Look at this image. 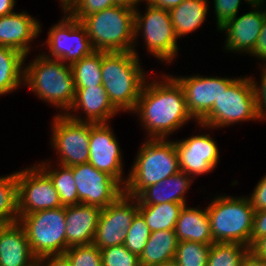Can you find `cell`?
<instances>
[{
    "label": "cell",
    "instance_id": "obj_1",
    "mask_svg": "<svg viewBox=\"0 0 266 266\" xmlns=\"http://www.w3.org/2000/svg\"><path fill=\"white\" fill-rule=\"evenodd\" d=\"M161 75L164 77L160 81H145L133 111L139 116L148 139H168L171 133L194 120L180 84L172 75Z\"/></svg>",
    "mask_w": 266,
    "mask_h": 266
},
{
    "label": "cell",
    "instance_id": "obj_2",
    "mask_svg": "<svg viewBox=\"0 0 266 266\" xmlns=\"http://www.w3.org/2000/svg\"><path fill=\"white\" fill-rule=\"evenodd\" d=\"M133 51H102V85L110 102L120 112H133L147 73Z\"/></svg>",
    "mask_w": 266,
    "mask_h": 266
},
{
    "label": "cell",
    "instance_id": "obj_3",
    "mask_svg": "<svg viewBox=\"0 0 266 266\" xmlns=\"http://www.w3.org/2000/svg\"><path fill=\"white\" fill-rule=\"evenodd\" d=\"M39 54L31 63L24 64V85L39 99L60 108L59 114H66L76 94L72 68L61 60Z\"/></svg>",
    "mask_w": 266,
    "mask_h": 266
},
{
    "label": "cell",
    "instance_id": "obj_4",
    "mask_svg": "<svg viewBox=\"0 0 266 266\" xmlns=\"http://www.w3.org/2000/svg\"><path fill=\"white\" fill-rule=\"evenodd\" d=\"M145 139L124 186V193L132 197H137L145 188L180 171L174 141L163 138Z\"/></svg>",
    "mask_w": 266,
    "mask_h": 266
},
{
    "label": "cell",
    "instance_id": "obj_5",
    "mask_svg": "<svg viewBox=\"0 0 266 266\" xmlns=\"http://www.w3.org/2000/svg\"><path fill=\"white\" fill-rule=\"evenodd\" d=\"M81 24L95 50L105 52L133 51L135 9L115 5L83 18Z\"/></svg>",
    "mask_w": 266,
    "mask_h": 266
},
{
    "label": "cell",
    "instance_id": "obj_6",
    "mask_svg": "<svg viewBox=\"0 0 266 266\" xmlns=\"http://www.w3.org/2000/svg\"><path fill=\"white\" fill-rule=\"evenodd\" d=\"M213 241L250 247L254 209L248 197L218 195L207 206Z\"/></svg>",
    "mask_w": 266,
    "mask_h": 266
},
{
    "label": "cell",
    "instance_id": "obj_7",
    "mask_svg": "<svg viewBox=\"0 0 266 266\" xmlns=\"http://www.w3.org/2000/svg\"><path fill=\"white\" fill-rule=\"evenodd\" d=\"M254 120H258V113L249 75L245 78L238 77L223 90L210 112L197 125L212 130Z\"/></svg>",
    "mask_w": 266,
    "mask_h": 266
},
{
    "label": "cell",
    "instance_id": "obj_8",
    "mask_svg": "<svg viewBox=\"0 0 266 266\" xmlns=\"http://www.w3.org/2000/svg\"><path fill=\"white\" fill-rule=\"evenodd\" d=\"M147 4L146 11L143 15L139 9H135V41L134 54L138 56L136 51V39L138 36H143L145 47L148 53L161 62L170 64L178 55V38L175 35L174 28L171 22L169 10L162 9L156 6ZM143 32H142V31Z\"/></svg>",
    "mask_w": 266,
    "mask_h": 266
},
{
    "label": "cell",
    "instance_id": "obj_9",
    "mask_svg": "<svg viewBox=\"0 0 266 266\" xmlns=\"http://www.w3.org/2000/svg\"><path fill=\"white\" fill-rule=\"evenodd\" d=\"M18 222L23 226L37 259L66 251L65 206L22 215Z\"/></svg>",
    "mask_w": 266,
    "mask_h": 266
},
{
    "label": "cell",
    "instance_id": "obj_10",
    "mask_svg": "<svg viewBox=\"0 0 266 266\" xmlns=\"http://www.w3.org/2000/svg\"><path fill=\"white\" fill-rule=\"evenodd\" d=\"M51 145L58 164L75 166L88 163L90 123L71 119L66 114L54 115L51 123Z\"/></svg>",
    "mask_w": 266,
    "mask_h": 266
},
{
    "label": "cell",
    "instance_id": "obj_11",
    "mask_svg": "<svg viewBox=\"0 0 266 266\" xmlns=\"http://www.w3.org/2000/svg\"><path fill=\"white\" fill-rule=\"evenodd\" d=\"M57 24L50 27L45 45L49 53H42L48 59L61 60L66 64L81 60L95 49L88 37L86 28L79 20L74 19L66 11ZM51 55V56H50Z\"/></svg>",
    "mask_w": 266,
    "mask_h": 266
},
{
    "label": "cell",
    "instance_id": "obj_12",
    "mask_svg": "<svg viewBox=\"0 0 266 266\" xmlns=\"http://www.w3.org/2000/svg\"><path fill=\"white\" fill-rule=\"evenodd\" d=\"M18 214L62 207L50 177L37 165L16 171Z\"/></svg>",
    "mask_w": 266,
    "mask_h": 266
},
{
    "label": "cell",
    "instance_id": "obj_13",
    "mask_svg": "<svg viewBox=\"0 0 266 266\" xmlns=\"http://www.w3.org/2000/svg\"><path fill=\"white\" fill-rule=\"evenodd\" d=\"M137 213V198L122 193L101 210L93 244L99 249L124 244L126 231Z\"/></svg>",
    "mask_w": 266,
    "mask_h": 266
},
{
    "label": "cell",
    "instance_id": "obj_14",
    "mask_svg": "<svg viewBox=\"0 0 266 266\" xmlns=\"http://www.w3.org/2000/svg\"><path fill=\"white\" fill-rule=\"evenodd\" d=\"M72 172L78 192V204L103 209L124 193V187L115 178L97 170L90 163L72 166Z\"/></svg>",
    "mask_w": 266,
    "mask_h": 266
},
{
    "label": "cell",
    "instance_id": "obj_15",
    "mask_svg": "<svg viewBox=\"0 0 266 266\" xmlns=\"http://www.w3.org/2000/svg\"><path fill=\"white\" fill-rule=\"evenodd\" d=\"M89 160L97 170L106 172L123 187L124 178L122 150L109 123H90ZM124 178V179H123Z\"/></svg>",
    "mask_w": 266,
    "mask_h": 266
},
{
    "label": "cell",
    "instance_id": "obj_16",
    "mask_svg": "<svg viewBox=\"0 0 266 266\" xmlns=\"http://www.w3.org/2000/svg\"><path fill=\"white\" fill-rule=\"evenodd\" d=\"M182 87L186 107L195 121L199 123L212 109L223 90H226L236 79L227 77L191 76L173 77Z\"/></svg>",
    "mask_w": 266,
    "mask_h": 266
},
{
    "label": "cell",
    "instance_id": "obj_17",
    "mask_svg": "<svg viewBox=\"0 0 266 266\" xmlns=\"http://www.w3.org/2000/svg\"><path fill=\"white\" fill-rule=\"evenodd\" d=\"M178 153L180 171L193 179L212 172L219 163L220 152L217 142L210 134H197L174 141Z\"/></svg>",
    "mask_w": 266,
    "mask_h": 266
},
{
    "label": "cell",
    "instance_id": "obj_18",
    "mask_svg": "<svg viewBox=\"0 0 266 266\" xmlns=\"http://www.w3.org/2000/svg\"><path fill=\"white\" fill-rule=\"evenodd\" d=\"M265 3H253L250 5L252 10L241 16L234 17L218 29L220 32H226L225 50L226 52H240L250 54L258 37L264 22L266 14ZM254 7V8H253ZM262 7V8H261ZM261 8V9H260ZM262 9H264L262 11Z\"/></svg>",
    "mask_w": 266,
    "mask_h": 266
},
{
    "label": "cell",
    "instance_id": "obj_19",
    "mask_svg": "<svg viewBox=\"0 0 266 266\" xmlns=\"http://www.w3.org/2000/svg\"><path fill=\"white\" fill-rule=\"evenodd\" d=\"M75 88L74 103L66 113L71 119L94 124L109 123L112 117L119 114V111L110 102L103 85ZM79 110L83 111L86 117L79 115ZM72 111L74 112L73 114L71 113Z\"/></svg>",
    "mask_w": 266,
    "mask_h": 266
},
{
    "label": "cell",
    "instance_id": "obj_20",
    "mask_svg": "<svg viewBox=\"0 0 266 266\" xmlns=\"http://www.w3.org/2000/svg\"><path fill=\"white\" fill-rule=\"evenodd\" d=\"M41 27L40 22L26 11L2 16L0 17V46L18 50L27 57L32 51L33 39L41 33Z\"/></svg>",
    "mask_w": 266,
    "mask_h": 266
},
{
    "label": "cell",
    "instance_id": "obj_21",
    "mask_svg": "<svg viewBox=\"0 0 266 266\" xmlns=\"http://www.w3.org/2000/svg\"><path fill=\"white\" fill-rule=\"evenodd\" d=\"M101 210L81 203L65 206L66 250L72 246L93 243Z\"/></svg>",
    "mask_w": 266,
    "mask_h": 266
},
{
    "label": "cell",
    "instance_id": "obj_22",
    "mask_svg": "<svg viewBox=\"0 0 266 266\" xmlns=\"http://www.w3.org/2000/svg\"><path fill=\"white\" fill-rule=\"evenodd\" d=\"M27 235L19 222L0 225V266H35Z\"/></svg>",
    "mask_w": 266,
    "mask_h": 266
},
{
    "label": "cell",
    "instance_id": "obj_23",
    "mask_svg": "<svg viewBox=\"0 0 266 266\" xmlns=\"http://www.w3.org/2000/svg\"><path fill=\"white\" fill-rule=\"evenodd\" d=\"M193 178L185 172L165 178L162 182L145 188L136 198L138 205H155L167 202L183 203L186 205L188 189L193 183Z\"/></svg>",
    "mask_w": 266,
    "mask_h": 266
},
{
    "label": "cell",
    "instance_id": "obj_24",
    "mask_svg": "<svg viewBox=\"0 0 266 266\" xmlns=\"http://www.w3.org/2000/svg\"><path fill=\"white\" fill-rule=\"evenodd\" d=\"M197 207L183 206L175 225V233L179 241H191L203 244H212L209 214L207 207L200 209Z\"/></svg>",
    "mask_w": 266,
    "mask_h": 266
},
{
    "label": "cell",
    "instance_id": "obj_25",
    "mask_svg": "<svg viewBox=\"0 0 266 266\" xmlns=\"http://www.w3.org/2000/svg\"><path fill=\"white\" fill-rule=\"evenodd\" d=\"M208 0H185L169 10L175 35L178 39L196 31L205 22L209 12Z\"/></svg>",
    "mask_w": 266,
    "mask_h": 266
},
{
    "label": "cell",
    "instance_id": "obj_26",
    "mask_svg": "<svg viewBox=\"0 0 266 266\" xmlns=\"http://www.w3.org/2000/svg\"><path fill=\"white\" fill-rule=\"evenodd\" d=\"M178 242L174 230L151 232L145 248L139 256L140 266H158L174 260Z\"/></svg>",
    "mask_w": 266,
    "mask_h": 266
},
{
    "label": "cell",
    "instance_id": "obj_27",
    "mask_svg": "<svg viewBox=\"0 0 266 266\" xmlns=\"http://www.w3.org/2000/svg\"><path fill=\"white\" fill-rule=\"evenodd\" d=\"M26 56L18 50L0 46V96L24 85Z\"/></svg>",
    "mask_w": 266,
    "mask_h": 266
},
{
    "label": "cell",
    "instance_id": "obj_28",
    "mask_svg": "<svg viewBox=\"0 0 266 266\" xmlns=\"http://www.w3.org/2000/svg\"><path fill=\"white\" fill-rule=\"evenodd\" d=\"M185 204L167 202L155 205H138V212L145 219L151 232L174 230L180 212Z\"/></svg>",
    "mask_w": 266,
    "mask_h": 266
},
{
    "label": "cell",
    "instance_id": "obj_29",
    "mask_svg": "<svg viewBox=\"0 0 266 266\" xmlns=\"http://www.w3.org/2000/svg\"><path fill=\"white\" fill-rule=\"evenodd\" d=\"M47 161L40 162L37 165L50 177L56 191L58 192L62 206H71L78 204V192L73 177L72 166H64L57 163V168L53 169ZM60 167V168H59Z\"/></svg>",
    "mask_w": 266,
    "mask_h": 266
},
{
    "label": "cell",
    "instance_id": "obj_30",
    "mask_svg": "<svg viewBox=\"0 0 266 266\" xmlns=\"http://www.w3.org/2000/svg\"><path fill=\"white\" fill-rule=\"evenodd\" d=\"M102 51L95 50L81 60L72 63L75 87L102 85L101 75Z\"/></svg>",
    "mask_w": 266,
    "mask_h": 266
},
{
    "label": "cell",
    "instance_id": "obj_31",
    "mask_svg": "<svg viewBox=\"0 0 266 266\" xmlns=\"http://www.w3.org/2000/svg\"><path fill=\"white\" fill-rule=\"evenodd\" d=\"M16 171L0 176V225L18 222Z\"/></svg>",
    "mask_w": 266,
    "mask_h": 266
},
{
    "label": "cell",
    "instance_id": "obj_32",
    "mask_svg": "<svg viewBox=\"0 0 266 266\" xmlns=\"http://www.w3.org/2000/svg\"><path fill=\"white\" fill-rule=\"evenodd\" d=\"M249 247L238 243H212L207 266H240Z\"/></svg>",
    "mask_w": 266,
    "mask_h": 266
},
{
    "label": "cell",
    "instance_id": "obj_33",
    "mask_svg": "<svg viewBox=\"0 0 266 266\" xmlns=\"http://www.w3.org/2000/svg\"><path fill=\"white\" fill-rule=\"evenodd\" d=\"M211 244L179 241L174 261L178 266H207Z\"/></svg>",
    "mask_w": 266,
    "mask_h": 266
},
{
    "label": "cell",
    "instance_id": "obj_34",
    "mask_svg": "<svg viewBox=\"0 0 266 266\" xmlns=\"http://www.w3.org/2000/svg\"><path fill=\"white\" fill-rule=\"evenodd\" d=\"M124 246L131 252L140 256L149 239L151 231L146 225L145 219L138 212L132 221L129 229L126 231Z\"/></svg>",
    "mask_w": 266,
    "mask_h": 266
},
{
    "label": "cell",
    "instance_id": "obj_35",
    "mask_svg": "<svg viewBox=\"0 0 266 266\" xmlns=\"http://www.w3.org/2000/svg\"><path fill=\"white\" fill-rule=\"evenodd\" d=\"M63 254L70 266H102L101 250L93 243L69 247Z\"/></svg>",
    "mask_w": 266,
    "mask_h": 266
},
{
    "label": "cell",
    "instance_id": "obj_36",
    "mask_svg": "<svg viewBox=\"0 0 266 266\" xmlns=\"http://www.w3.org/2000/svg\"><path fill=\"white\" fill-rule=\"evenodd\" d=\"M101 250L102 266H140V259L131 253L124 244Z\"/></svg>",
    "mask_w": 266,
    "mask_h": 266
},
{
    "label": "cell",
    "instance_id": "obj_37",
    "mask_svg": "<svg viewBox=\"0 0 266 266\" xmlns=\"http://www.w3.org/2000/svg\"><path fill=\"white\" fill-rule=\"evenodd\" d=\"M114 0H76L66 12L81 21L86 16L115 6Z\"/></svg>",
    "mask_w": 266,
    "mask_h": 266
},
{
    "label": "cell",
    "instance_id": "obj_38",
    "mask_svg": "<svg viewBox=\"0 0 266 266\" xmlns=\"http://www.w3.org/2000/svg\"><path fill=\"white\" fill-rule=\"evenodd\" d=\"M248 5L253 3L250 0H244ZM214 15L216 16L217 28L222 27L226 22L237 16L241 0H213Z\"/></svg>",
    "mask_w": 266,
    "mask_h": 266
},
{
    "label": "cell",
    "instance_id": "obj_39",
    "mask_svg": "<svg viewBox=\"0 0 266 266\" xmlns=\"http://www.w3.org/2000/svg\"><path fill=\"white\" fill-rule=\"evenodd\" d=\"M260 68L262 69L260 72L262 73L260 85L256 83L255 79L250 76V80L253 85L254 95H255V103L258 113V121L266 119V64H260Z\"/></svg>",
    "mask_w": 266,
    "mask_h": 266
},
{
    "label": "cell",
    "instance_id": "obj_40",
    "mask_svg": "<svg viewBox=\"0 0 266 266\" xmlns=\"http://www.w3.org/2000/svg\"><path fill=\"white\" fill-rule=\"evenodd\" d=\"M254 211L266 209V175L256 184L252 194L248 196Z\"/></svg>",
    "mask_w": 266,
    "mask_h": 266
},
{
    "label": "cell",
    "instance_id": "obj_41",
    "mask_svg": "<svg viewBox=\"0 0 266 266\" xmlns=\"http://www.w3.org/2000/svg\"><path fill=\"white\" fill-rule=\"evenodd\" d=\"M264 235H266V209L254 211L251 244Z\"/></svg>",
    "mask_w": 266,
    "mask_h": 266
},
{
    "label": "cell",
    "instance_id": "obj_42",
    "mask_svg": "<svg viewBox=\"0 0 266 266\" xmlns=\"http://www.w3.org/2000/svg\"><path fill=\"white\" fill-rule=\"evenodd\" d=\"M249 55L261 60L262 65L266 64V14L258 40L256 41L253 51Z\"/></svg>",
    "mask_w": 266,
    "mask_h": 266
},
{
    "label": "cell",
    "instance_id": "obj_43",
    "mask_svg": "<svg viewBox=\"0 0 266 266\" xmlns=\"http://www.w3.org/2000/svg\"><path fill=\"white\" fill-rule=\"evenodd\" d=\"M38 266H70L69 260L64 254L48 255L37 259Z\"/></svg>",
    "mask_w": 266,
    "mask_h": 266
},
{
    "label": "cell",
    "instance_id": "obj_44",
    "mask_svg": "<svg viewBox=\"0 0 266 266\" xmlns=\"http://www.w3.org/2000/svg\"><path fill=\"white\" fill-rule=\"evenodd\" d=\"M249 250L257 257L266 259V235L257 238L249 247Z\"/></svg>",
    "mask_w": 266,
    "mask_h": 266
},
{
    "label": "cell",
    "instance_id": "obj_45",
    "mask_svg": "<svg viewBox=\"0 0 266 266\" xmlns=\"http://www.w3.org/2000/svg\"><path fill=\"white\" fill-rule=\"evenodd\" d=\"M240 266H265V259L255 256L249 250L242 259Z\"/></svg>",
    "mask_w": 266,
    "mask_h": 266
},
{
    "label": "cell",
    "instance_id": "obj_46",
    "mask_svg": "<svg viewBox=\"0 0 266 266\" xmlns=\"http://www.w3.org/2000/svg\"><path fill=\"white\" fill-rule=\"evenodd\" d=\"M183 1L185 0H144V2H148L149 4L162 8V9H166V10H170L176 6H178L179 4H181Z\"/></svg>",
    "mask_w": 266,
    "mask_h": 266
},
{
    "label": "cell",
    "instance_id": "obj_47",
    "mask_svg": "<svg viewBox=\"0 0 266 266\" xmlns=\"http://www.w3.org/2000/svg\"><path fill=\"white\" fill-rule=\"evenodd\" d=\"M16 0H0V17L15 12Z\"/></svg>",
    "mask_w": 266,
    "mask_h": 266
},
{
    "label": "cell",
    "instance_id": "obj_48",
    "mask_svg": "<svg viewBox=\"0 0 266 266\" xmlns=\"http://www.w3.org/2000/svg\"><path fill=\"white\" fill-rule=\"evenodd\" d=\"M144 0H114L116 5H123L130 7L132 9H136L137 5L139 6L140 2H143Z\"/></svg>",
    "mask_w": 266,
    "mask_h": 266
},
{
    "label": "cell",
    "instance_id": "obj_49",
    "mask_svg": "<svg viewBox=\"0 0 266 266\" xmlns=\"http://www.w3.org/2000/svg\"><path fill=\"white\" fill-rule=\"evenodd\" d=\"M61 2L62 11H66L76 0H59Z\"/></svg>",
    "mask_w": 266,
    "mask_h": 266
},
{
    "label": "cell",
    "instance_id": "obj_50",
    "mask_svg": "<svg viewBox=\"0 0 266 266\" xmlns=\"http://www.w3.org/2000/svg\"><path fill=\"white\" fill-rule=\"evenodd\" d=\"M158 266H178L174 260L172 261H169V262H165V263H162L161 265H158Z\"/></svg>",
    "mask_w": 266,
    "mask_h": 266
},
{
    "label": "cell",
    "instance_id": "obj_51",
    "mask_svg": "<svg viewBox=\"0 0 266 266\" xmlns=\"http://www.w3.org/2000/svg\"><path fill=\"white\" fill-rule=\"evenodd\" d=\"M252 3H264L265 0H250Z\"/></svg>",
    "mask_w": 266,
    "mask_h": 266
}]
</instances>
